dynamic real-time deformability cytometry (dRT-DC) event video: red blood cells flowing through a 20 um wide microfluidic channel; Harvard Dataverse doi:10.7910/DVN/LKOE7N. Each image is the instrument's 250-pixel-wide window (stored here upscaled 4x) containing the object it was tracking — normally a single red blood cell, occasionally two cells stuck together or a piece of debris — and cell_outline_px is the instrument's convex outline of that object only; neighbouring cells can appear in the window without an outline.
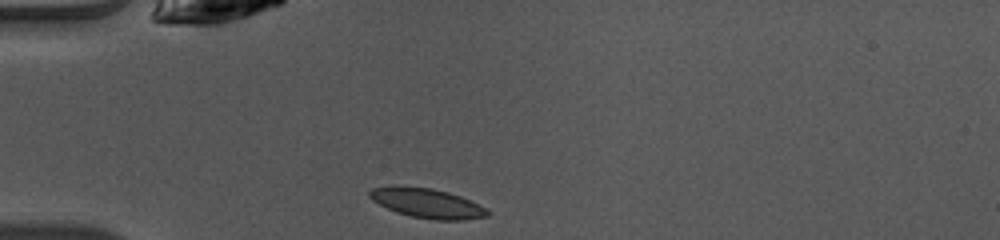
{"species": "common noctule bat (a hibernating species)", "species_latin": "Nyctalus noctula", "temperature_condition": "warm", "stored_images_in_passage": 36, "camera_frame_rate_fps": 3000, "um_per_image_px": 0.085, "animal": {"sex": "female", "body_mass_g": 10.0, "forearm_length_mm": 53.1}, "frame": {"image": 1, "passage_image": 1, "time_ms": 0.0, "image_size_px": [1000, 240], "cell_outline_px": [[488, 216], [464, 220], [436, 220], [412, 216], [396, 212], [372, 200], [368, 196], [368, 192], [372, 188], [432, 188], [448, 192], [460, 196], [480, 204], [488, 208]], "centroid_in_image_um": [36.39, 17.31], "position_along_channel_um": 48.6, "area_um2": 19.71}}
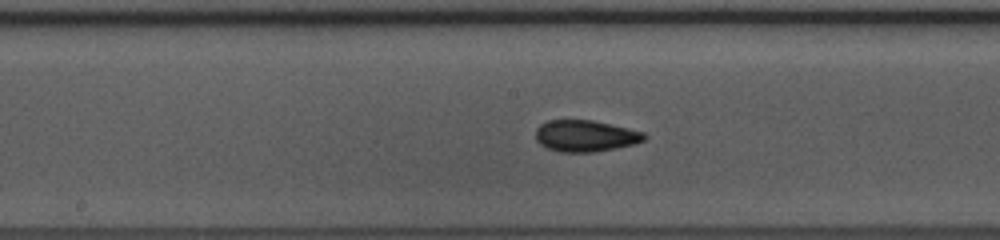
{"frame": {"image": 2, "passage_image": 13, "time_ms": 4.0, "image_size_px": [1000, 240], "cell_outline_px": [[648, 136], [644, 140], [636, 144], [596, 152], [560, 152], [548, 148], [540, 144], [536, 140], [536, 128], [540, 124], [548, 120], [592, 120], [628, 128], [644, 132]], "centroid_in_image_um": [49.77, 11.55], "position_along_channel_um": 198.4, "area_um2": 20.06}}
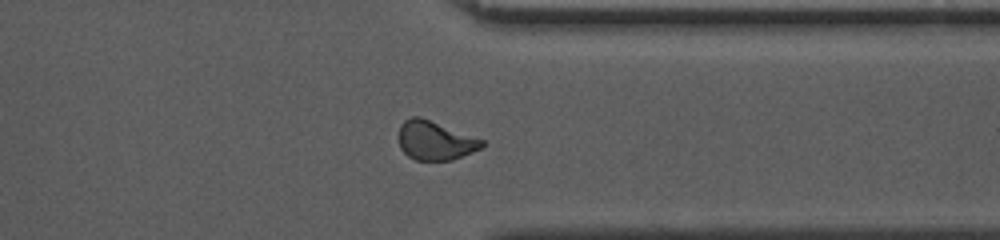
{"frame": {"image": 3, "passage_image": 26, "time_ms": 8.333, "image_size_px": [1000, 240], "cell_outline_px": [[484, 144], [480, 148], [472, 152], [452, 160], [416, 160], [408, 156], [400, 148], [400, 124], [404, 120], [412, 116], [420, 116], [484, 140]], "centroid_in_image_um": [36.97, 11.94], "position_along_channel_um": 374.4, "area_um2": 18.73}, "authors_computed_cell_mechanics": {"area_um2": 19.4786, "velocity_mm_per_s": 4.0879, "shape_relaxation_time_tau1_ms": 6.254, "shape_relaxation_time_tau2_ms": 1.3975, "deformation_change_tau1": 0.1476, "deformation_change_tau2": 0.0422}}